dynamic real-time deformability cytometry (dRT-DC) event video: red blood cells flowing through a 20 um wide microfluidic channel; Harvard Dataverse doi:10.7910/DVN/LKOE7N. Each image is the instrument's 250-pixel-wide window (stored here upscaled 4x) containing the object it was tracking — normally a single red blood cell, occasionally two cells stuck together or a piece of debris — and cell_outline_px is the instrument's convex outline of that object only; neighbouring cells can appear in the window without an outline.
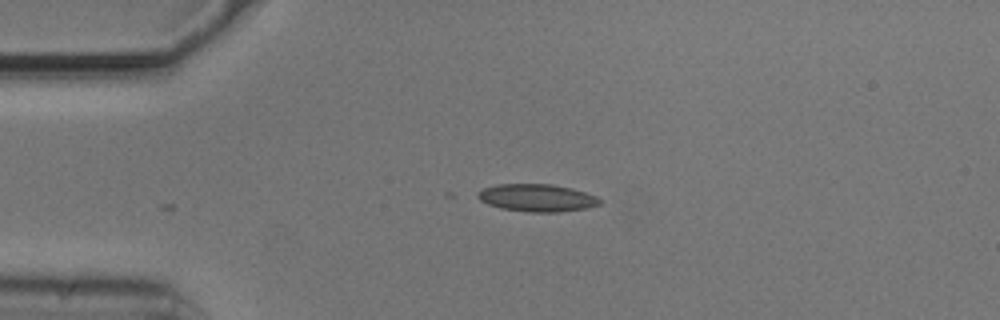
{"species": "common noctule bat (a hibernating species)", "species_latin": "Nyctalus noctula", "temperature_condition": "cold", "stored_images_in_passage": 4, "camera_frame_rate_fps": 3000, "um_per_image_px": 0.085, "animal": {"sex": "male", "body_mass_g": 20.5, "forearm_length_mm": 52.5}, "frame": {"image": 1, "passage_image": 1, "time_ms": 0.0, "image_size_px": [1000, 320], "cell_outline_px": [[604, 200], [600, 204], [588, 208], [556, 212], [528, 212], [500, 208], [488, 204], [472, 196], [476, 192], [484, 188], [496, 184], [552, 184], [572, 188], [596, 196]], "centroid_in_image_um": [45.61, 16.81], "position_along_channel_um": 39.4, "area_um2": 19.83}}